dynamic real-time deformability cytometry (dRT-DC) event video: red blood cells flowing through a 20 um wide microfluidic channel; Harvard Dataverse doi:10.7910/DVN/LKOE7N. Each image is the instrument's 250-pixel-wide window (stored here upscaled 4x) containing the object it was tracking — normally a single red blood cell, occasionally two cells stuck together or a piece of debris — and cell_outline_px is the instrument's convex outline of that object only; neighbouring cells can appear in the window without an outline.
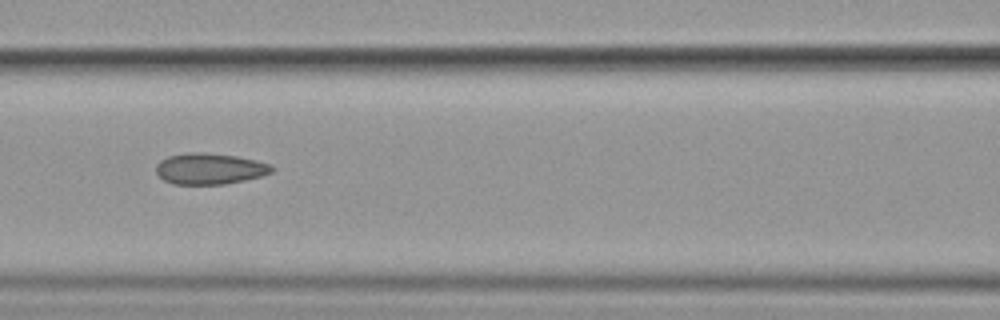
{"species": "common noctule bat (a hibernating species)", "species_latin": "Nyctalus noctula", "temperature_condition": "cold", "stored_images_in_passage": 11, "camera_frame_rate_fps": 3000, "um_per_image_px": 0.085, "animal": {"sex": "female", "body_mass_g": 19.9}, "frame": {"image": 1, "passage_image": 7, "time_ms": 7.667, "image_size_px": [1000, 320], "cell_outline_px": [[276, 168], [272, 172], [260, 176], [244, 180], [224, 184], [172, 184], [164, 180], [156, 172], [156, 164], [160, 160], [168, 156], [192, 152], [204, 152], [236, 156], [256, 160], [272, 164]], "centroid_in_image_um": [17.84, 14.33], "position_along_channel_um": 148.8, "area_um2": 21.04}}
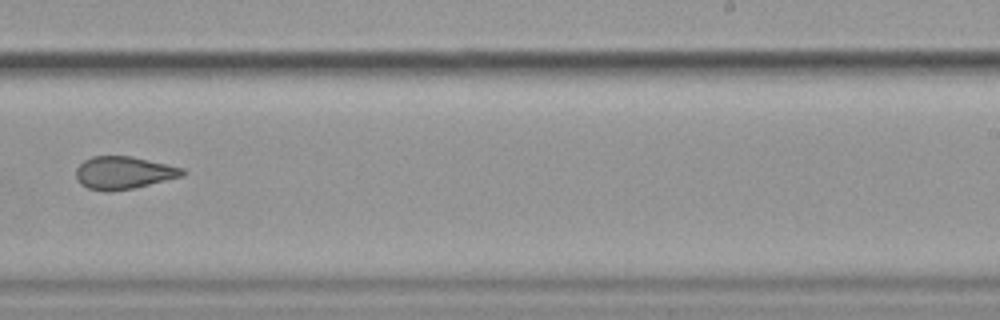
{"frame": {"image": 2, "passage_image": 10, "time_ms": 11.333, "image_size_px": [1000, 320], "cell_outline_px": [[188, 172], [184, 176], [132, 188], [112, 192], [104, 192], [88, 188], [80, 184], [76, 180], [76, 168], [84, 160], [92, 156], [132, 156], [184, 168]], "centroid_in_image_um": [10.5, 14.69], "position_along_channel_um": 278.5, "area_um2": 20.46}}
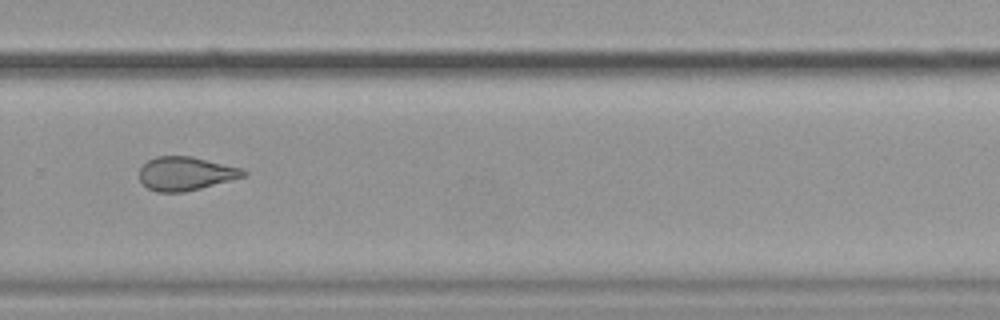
{"frame": {"image": 3, "passage_image": 11, "time_ms": 12.333, "image_size_px": [1000, 320], "cell_outline_px": [[248, 172], [244, 176], [200, 188], [184, 192], [156, 192], [148, 188], [140, 180], [140, 168], [148, 160], [156, 156], [192, 156], [244, 168]], "centroid_in_image_um": [15.79, 14.74], "position_along_channel_um": 314.0, "area_um2": 20.35}}